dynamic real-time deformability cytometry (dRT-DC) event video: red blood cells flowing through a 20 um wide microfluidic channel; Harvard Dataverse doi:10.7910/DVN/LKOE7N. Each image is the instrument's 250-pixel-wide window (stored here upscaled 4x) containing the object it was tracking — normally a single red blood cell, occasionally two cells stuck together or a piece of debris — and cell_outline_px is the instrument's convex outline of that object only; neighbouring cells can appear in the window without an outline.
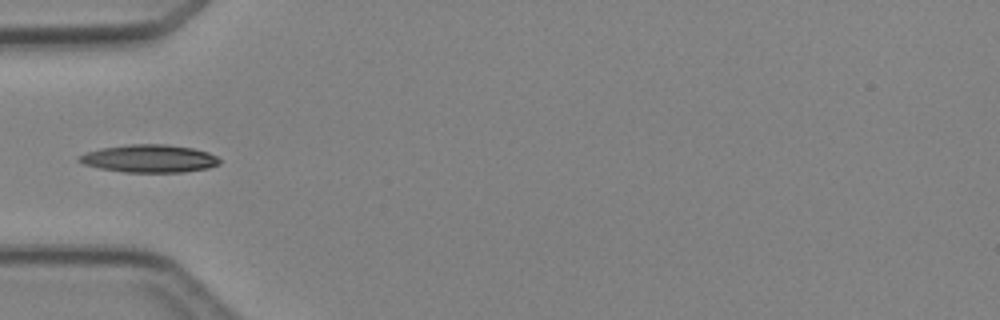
{"species": "Egyptian fruit bat (a non-hibernating species)", "species_latin": "Rousettus aegyptiacus", "temperature_condition": "cold", "stored_images_in_passage": 2, "camera_frame_rate_fps": 3000, "um_per_image_px": 0.085, "animal": {"sex": "female"}, "frame": {"image": 1, "passage_image": 1, "time_ms": 0.0, "image_size_px": [1000, 320], "cell_outline_px": [[220, 164], [208, 168], [184, 172], [124, 172], [100, 168], [84, 164], [76, 160], [76, 156], [100, 148], [128, 144], [164, 144], [192, 148], [208, 152], [216, 156], [220, 160]], "centroid_in_image_um": [12.68, 13.47], "position_along_channel_um": 72.3, "area_um2": 22.77}}
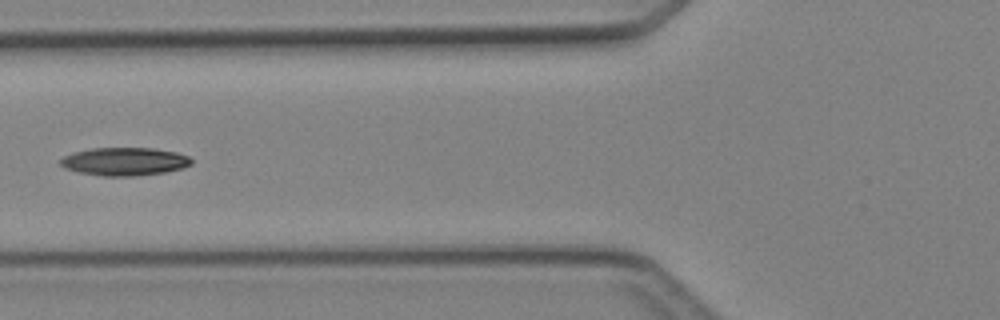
{"frame": {"image": 2, "passage_image": 2, "time_ms": 1.0, "image_size_px": [1000, 320], "cell_outline_px": [[192, 164], [184, 168], [164, 172], [136, 176], [104, 176], [80, 172], [68, 168], [60, 164], [60, 160], [64, 156], [72, 152], [92, 148], [152, 148], [176, 152], [188, 156], [192, 160]], "centroid_in_image_um": [10.62, 13.72], "position_along_channel_um": 115.2, "area_um2": 21.33}}